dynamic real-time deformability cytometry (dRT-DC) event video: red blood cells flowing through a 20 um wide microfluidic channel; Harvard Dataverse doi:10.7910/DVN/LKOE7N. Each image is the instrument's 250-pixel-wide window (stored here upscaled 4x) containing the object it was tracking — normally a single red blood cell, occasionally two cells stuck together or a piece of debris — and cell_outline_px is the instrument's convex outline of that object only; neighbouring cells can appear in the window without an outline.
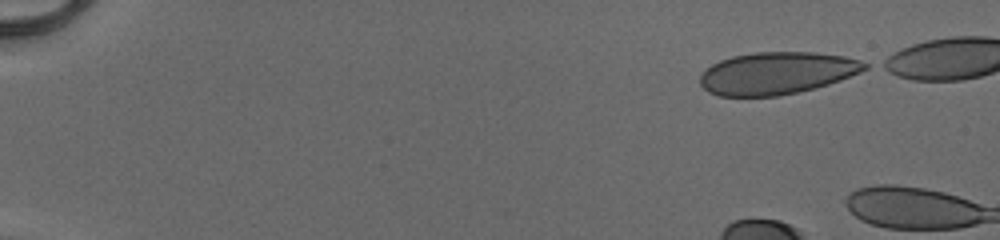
{"species": "human", "species_latin": "Homo sapiens", "temperature_condition": "cold", "stored_images_in_passage": 3, "camera_frame_rate_fps": 3000, "um_per_image_px": 0.085, "donor": {"sex": "male"}, "frame": {"image": 1, "passage_image": 1, "time_ms": 0.0, "image_size_px": [1000, 240], "cell_outline_px": [[868, 68], [860, 72], [840, 80], [816, 88], [776, 96], [720, 96], [708, 92], [700, 84], [700, 76], [712, 64], [720, 60], [732, 56], [756, 52], [816, 52], [844, 56], [860, 60], [868, 64]], "centroid_in_image_um": [66.04, 6.21], "position_along_channel_um": 19.0, "area_um2": 40.46}}